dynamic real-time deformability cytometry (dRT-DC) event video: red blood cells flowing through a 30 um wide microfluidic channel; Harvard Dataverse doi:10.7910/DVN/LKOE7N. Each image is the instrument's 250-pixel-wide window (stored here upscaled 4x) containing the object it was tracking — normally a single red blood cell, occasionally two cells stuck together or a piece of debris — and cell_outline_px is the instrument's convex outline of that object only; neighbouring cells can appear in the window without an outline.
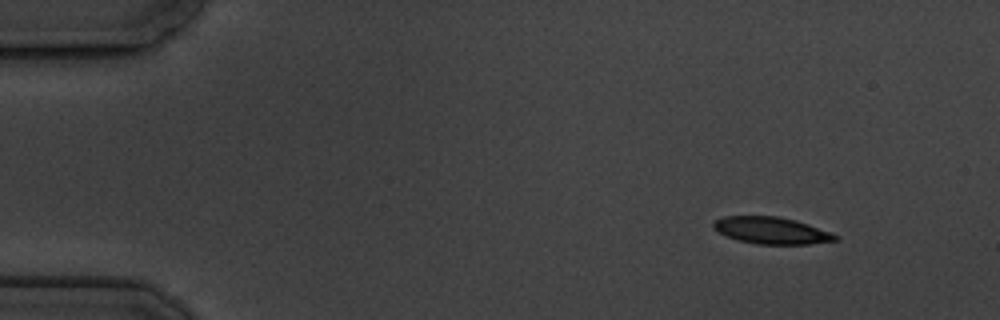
{"species": "common noctule bat (a hibernating species)", "species_latin": "Nyctalus noctula", "temperature_condition": "cold", "stored_images_in_passage": 5, "camera_frame_rate_fps": 3000, "um_per_image_px": 0.085, "animal": {"sex": "male", "body_mass_g": 19.5, "forearm_length_mm": 54.6}, "frame": {"image": 1, "passage_image": 2, "time_ms": 1.0, "image_size_px": [1000, 320], "cell_outline_px": [[840, 240], [808, 244], [756, 244], [736, 240], [712, 228], [712, 224], [716, 220], [724, 216], [776, 216], [796, 220], [808, 224], [840, 236]], "centroid_in_image_um": [65.59, 19.59], "position_along_channel_um": 19.4, "area_um2": 19.07}}
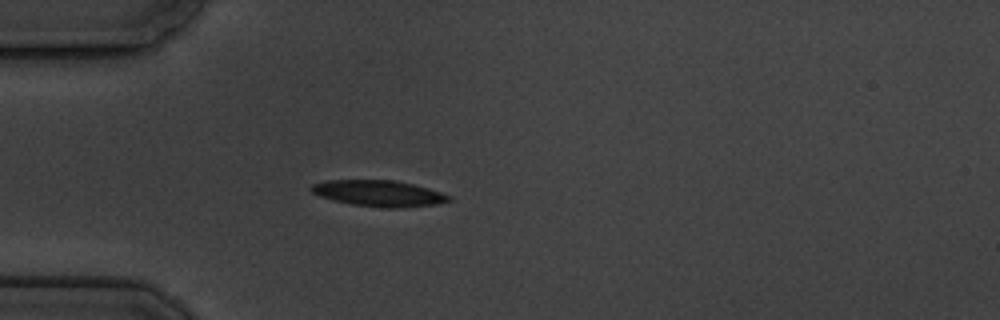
{"frame": {"image": 2, "passage_image": 5, "time_ms": 4.333, "image_size_px": [1000, 320], "cell_outline_px": [[452, 200], [436, 204], [396, 208], [388, 208], [352, 204], [320, 196], [312, 192], [308, 188], [312, 184], [328, 180], [396, 180], [428, 188], [452, 196]], "centroid_in_image_um": [32.21, 16.42], "position_along_channel_um": 52.8, "area_um2": 20.75}}